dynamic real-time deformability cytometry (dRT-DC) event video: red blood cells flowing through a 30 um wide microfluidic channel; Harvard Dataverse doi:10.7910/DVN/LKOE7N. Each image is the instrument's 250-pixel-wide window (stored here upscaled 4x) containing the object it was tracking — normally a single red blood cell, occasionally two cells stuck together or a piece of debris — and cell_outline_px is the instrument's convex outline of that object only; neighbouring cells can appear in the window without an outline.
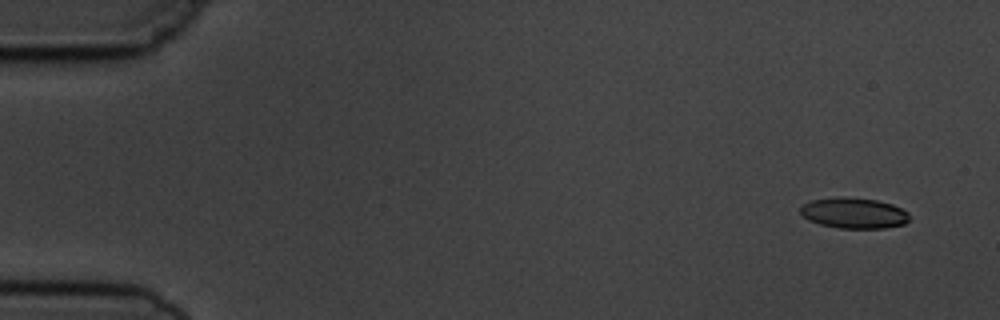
{"species": "common noctule bat (a hibernating species)", "species_latin": "Nyctalus noctula", "temperature_condition": "cold", "stored_images_in_passage": 6, "camera_frame_rate_fps": 3000, "um_per_image_px": 0.085, "animal": {"sex": "male", "body_mass_g": 19.5, "forearm_length_mm": 54.6}, "frame": {"image": 1, "passage_image": 1, "time_ms": 0.0, "image_size_px": [1000, 320], "cell_outline_px": [[908, 220], [904, 224], [884, 228], [840, 228], [820, 224], [808, 220], [800, 212], [800, 208], [804, 204], [812, 200], [840, 196], [844, 196], [876, 200], [892, 204], [908, 212]], "centroid_in_image_um": [72.57, 18.1], "position_along_channel_um": 12.4, "area_um2": 19.42}}
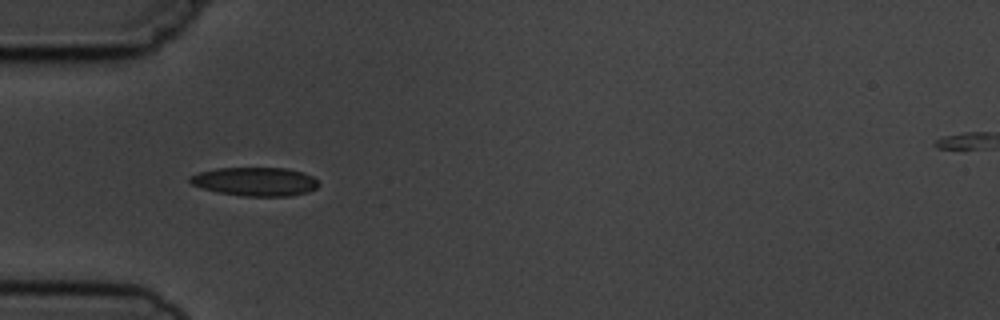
{"frame": {"image": 2, "passage_image": 5, "time_ms": 4.667, "image_size_px": [1000, 320], "cell_outline_px": [[320, 184], [316, 188], [308, 192], [288, 196], [244, 196], [216, 192], [192, 184], [188, 180], [188, 176], [200, 172], [216, 168], [288, 168], [304, 172], [312, 176]], "centroid_in_image_um": [21.7, 15.43], "position_along_channel_um": 63.3, "area_um2": 21.56}}
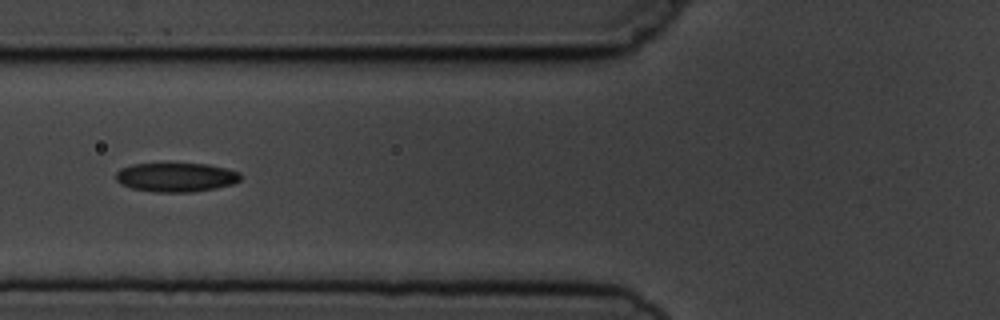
{"frame": {"image": 3, "passage_image": 6, "time_ms": 6.0, "image_size_px": [1000, 320], "cell_outline_px": [[240, 180], [232, 184], [216, 188], [192, 192], [156, 192], [132, 188], [120, 184], [116, 180], [116, 172], [120, 168], [132, 164], [208, 164], [240, 172]], "centroid_in_image_um": [14.94, 15.07], "position_along_channel_um": 110.9, "area_um2": 21.04}}